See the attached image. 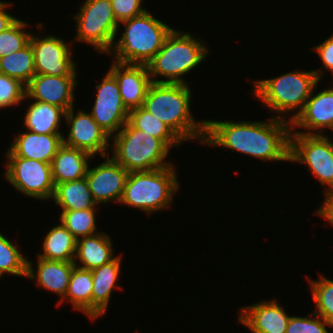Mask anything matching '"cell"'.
I'll return each mask as SVG.
<instances>
[{
    "mask_svg": "<svg viewBox=\"0 0 333 333\" xmlns=\"http://www.w3.org/2000/svg\"><path fill=\"white\" fill-rule=\"evenodd\" d=\"M28 25L29 23L18 19L7 30L0 33V58L20 51L29 44L32 34L25 31Z\"/></svg>",
    "mask_w": 333,
    "mask_h": 333,
    "instance_id": "d6a6232c",
    "label": "cell"
},
{
    "mask_svg": "<svg viewBox=\"0 0 333 333\" xmlns=\"http://www.w3.org/2000/svg\"><path fill=\"white\" fill-rule=\"evenodd\" d=\"M128 121L137 129L160 139L169 149L183 141L162 121L142 107L129 111Z\"/></svg>",
    "mask_w": 333,
    "mask_h": 333,
    "instance_id": "83f0119b",
    "label": "cell"
},
{
    "mask_svg": "<svg viewBox=\"0 0 333 333\" xmlns=\"http://www.w3.org/2000/svg\"><path fill=\"white\" fill-rule=\"evenodd\" d=\"M95 87L97 93L90 114L112 138L128 121L129 111L122 102L118 83L109 71Z\"/></svg>",
    "mask_w": 333,
    "mask_h": 333,
    "instance_id": "8fae6325",
    "label": "cell"
},
{
    "mask_svg": "<svg viewBox=\"0 0 333 333\" xmlns=\"http://www.w3.org/2000/svg\"><path fill=\"white\" fill-rule=\"evenodd\" d=\"M37 261L35 272L31 261L27 260L26 277L35 280L37 286L58 294L61 301L67 293L74 262L49 261L40 257Z\"/></svg>",
    "mask_w": 333,
    "mask_h": 333,
    "instance_id": "ffe728a7",
    "label": "cell"
},
{
    "mask_svg": "<svg viewBox=\"0 0 333 333\" xmlns=\"http://www.w3.org/2000/svg\"><path fill=\"white\" fill-rule=\"evenodd\" d=\"M27 260L21 254L18 245H15L0 232V277L6 273L26 277Z\"/></svg>",
    "mask_w": 333,
    "mask_h": 333,
    "instance_id": "4dcf8cb0",
    "label": "cell"
},
{
    "mask_svg": "<svg viewBox=\"0 0 333 333\" xmlns=\"http://www.w3.org/2000/svg\"><path fill=\"white\" fill-rule=\"evenodd\" d=\"M76 76H50L35 74L25 86V99H33L63 108L66 112L74 105Z\"/></svg>",
    "mask_w": 333,
    "mask_h": 333,
    "instance_id": "9a60e30c",
    "label": "cell"
},
{
    "mask_svg": "<svg viewBox=\"0 0 333 333\" xmlns=\"http://www.w3.org/2000/svg\"><path fill=\"white\" fill-rule=\"evenodd\" d=\"M92 272L88 269L73 267L70 282L64 300L71 302L74 310H80L92 320Z\"/></svg>",
    "mask_w": 333,
    "mask_h": 333,
    "instance_id": "4316f807",
    "label": "cell"
},
{
    "mask_svg": "<svg viewBox=\"0 0 333 333\" xmlns=\"http://www.w3.org/2000/svg\"><path fill=\"white\" fill-rule=\"evenodd\" d=\"M319 69L304 72L295 70L272 79L253 81L252 93L264 106L277 113L276 118L286 120L285 113L299 109L288 119L291 123L303 111L306 101L322 78L324 71Z\"/></svg>",
    "mask_w": 333,
    "mask_h": 333,
    "instance_id": "3957f363",
    "label": "cell"
},
{
    "mask_svg": "<svg viewBox=\"0 0 333 333\" xmlns=\"http://www.w3.org/2000/svg\"><path fill=\"white\" fill-rule=\"evenodd\" d=\"M308 280L317 308L313 312L333 325V280L323 275L316 281Z\"/></svg>",
    "mask_w": 333,
    "mask_h": 333,
    "instance_id": "1f68e13d",
    "label": "cell"
},
{
    "mask_svg": "<svg viewBox=\"0 0 333 333\" xmlns=\"http://www.w3.org/2000/svg\"><path fill=\"white\" fill-rule=\"evenodd\" d=\"M321 58L324 69L330 70L333 76V34L324 42L312 47Z\"/></svg>",
    "mask_w": 333,
    "mask_h": 333,
    "instance_id": "8d00e7d4",
    "label": "cell"
},
{
    "mask_svg": "<svg viewBox=\"0 0 333 333\" xmlns=\"http://www.w3.org/2000/svg\"><path fill=\"white\" fill-rule=\"evenodd\" d=\"M142 0H111L114 16L119 23L138 16L146 11Z\"/></svg>",
    "mask_w": 333,
    "mask_h": 333,
    "instance_id": "d590c367",
    "label": "cell"
},
{
    "mask_svg": "<svg viewBox=\"0 0 333 333\" xmlns=\"http://www.w3.org/2000/svg\"><path fill=\"white\" fill-rule=\"evenodd\" d=\"M97 209L61 211L60 222L74 236L76 240L98 233L96 231Z\"/></svg>",
    "mask_w": 333,
    "mask_h": 333,
    "instance_id": "f546056e",
    "label": "cell"
},
{
    "mask_svg": "<svg viewBox=\"0 0 333 333\" xmlns=\"http://www.w3.org/2000/svg\"><path fill=\"white\" fill-rule=\"evenodd\" d=\"M93 156L62 144L51 162L54 185L85 178Z\"/></svg>",
    "mask_w": 333,
    "mask_h": 333,
    "instance_id": "7402d4cb",
    "label": "cell"
},
{
    "mask_svg": "<svg viewBox=\"0 0 333 333\" xmlns=\"http://www.w3.org/2000/svg\"><path fill=\"white\" fill-rule=\"evenodd\" d=\"M174 167L130 172L119 203L148 214L169 208L180 187Z\"/></svg>",
    "mask_w": 333,
    "mask_h": 333,
    "instance_id": "8992f818",
    "label": "cell"
},
{
    "mask_svg": "<svg viewBox=\"0 0 333 333\" xmlns=\"http://www.w3.org/2000/svg\"><path fill=\"white\" fill-rule=\"evenodd\" d=\"M74 107L65 114V121L68 123L69 133L63 136V144L83 150L93 157L100 153L103 158L106 150L110 148V136L95 122L90 112L78 111L74 113Z\"/></svg>",
    "mask_w": 333,
    "mask_h": 333,
    "instance_id": "4fadbf2b",
    "label": "cell"
},
{
    "mask_svg": "<svg viewBox=\"0 0 333 333\" xmlns=\"http://www.w3.org/2000/svg\"><path fill=\"white\" fill-rule=\"evenodd\" d=\"M77 240L60 222L54 226L43 241V254L38 257L49 261L74 262Z\"/></svg>",
    "mask_w": 333,
    "mask_h": 333,
    "instance_id": "484cf974",
    "label": "cell"
},
{
    "mask_svg": "<svg viewBox=\"0 0 333 333\" xmlns=\"http://www.w3.org/2000/svg\"><path fill=\"white\" fill-rule=\"evenodd\" d=\"M193 35L171 30L160 50L146 64L152 82L188 84L183 75L205 61L209 51L203 40ZM158 76L166 79H156Z\"/></svg>",
    "mask_w": 333,
    "mask_h": 333,
    "instance_id": "277c9868",
    "label": "cell"
},
{
    "mask_svg": "<svg viewBox=\"0 0 333 333\" xmlns=\"http://www.w3.org/2000/svg\"><path fill=\"white\" fill-rule=\"evenodd\" d=\"M189 84L155 83L149 86L142 108L165 123L183 142L204 143L206 119L196 122L191 114Z\"/></svg>",
    "mask_w": 333,
    "mask_h": 333,
    "instance_id": "7a4b0ae2",
    "label": "cell"
},
{
    "mask_svg": "<svg viewBox=\"0 0 333 333\" xmlns=\"http://www.w3.org/2000/svg\"><path fill=\"white\" fill-rule=\"evenodd\" d=\"M290 162L306 165L324 187V196L333 193V142L324 134L291 133Z\"/></svg>",
    "mask_w": 333,
    "mask_h": 333,
    "instance_id": "9c48e42d",
    "label": "cell"
},
{
    "mask_svg": "<svg viewBox=\"0 0 333 333\" xmlns=\"http://www.w3.org/2000/svg\"><path fill=\"white\" fill-rule=\"evenodd\" d=\"M10 5L11 3L0 1V33L7 30L19 19L6 12L5 9H8Z\"/></svg>",
    "mask_w": 333,
    "mask_h": 333,
    "instance_id": "74e56055",
    "label": "cell"
},
{
    "mask_svg": "<svg viewBox=\"0 0 333 333\" xmlns=\"http://www.w3.org/2000/svg\"><path fill=\"white\" fill-rule=\"evenodd\" d=\"M111 241L110 236L101 231L78 239L74 258L75 266L93 270L112 261L116 256H113L114 249Z\"/></svg>",
    "mask_w": 333,
    "mask_h": 333,
    "instance_id": "603a6c76",
    "label": "cell"
},
{
    "mask_svg": "<svg viewBox=\"0 0 333 333\" xmlns=\"http://www.w3.org/2000/svg\"><path fill=\"white\" fill-rule=\"evenodd\" d=\"M326 325L333 328L332 324L315 312L306 317L291 316L286 333H330Z\"/></svg>",
    "mask_w": 333,
    "mask_h": 333,
    "instance_id": "e575fe53",
    "label": "cell"
},
{
    "mask_svg": "<svg viewBox=\"0 0 333 333\" xmlns=\"http://www.w3.org/2000/svg\"><path fill=\"white\" fill-rule=\"evenodd\" d=\"M5 155L4 177L14 189L38 200L52 199L55 185L50 163L17 157L9 148Z\"/></svg>",
    "mask_w": 333,
    "mask_h": 333,
    "instance_id": "30bf717a",
    "label": "cell"
},
{
    "mask_svg": "<svg viewBox=\"0 0 333 333\" xmlns=\"http://www.w3.org/2000/svg\"><path fill=\"white\" fill-rule=\"evenodd\" d=\"M288 120L272 117L268 121H214L206 120L204 143L221 146L262 161H290Z\"/></svg>",
    "mask_w": 333,
    "mask_h": 333,
    "instance_id": "6da1fadb",
    "label": "cell"
},
{
    "mask_svg": "<svg viewBox=\"0 0 333 333\" xmlns=\"http://www.w3.org/2000/svg\"><path fill=\"white\" fill-rule=\"evenodd\" d=\"M36 74L50 76H77L76 63L69 44L55 35L37 37L31 35Z\"/></svg>",
    "mask_w": 333,
    "mask_h": 333,
    "instance_id": "7c38bea8",
    "label": "cell"
},
{
    "mask_svg": "<svg viewBox=\"0 0 333 333\" xmlns=\"http://www.w3.org/2000/svg\"><path fill=\"white\" fill-rule=\"evenodd\" d=\"M238 315L239 322L252 333H286L291 317L274 298L244 306Z\"/></svg>",
    "mask_w": 333,
    "mask_h": 333,
    "instance_id": "e0dca14e",
    "label": "cell"
},
{
    "mask_svg": "<svg viewBox=\"0 0 333 333\" xmlns=\"http://www.w3.org/2000/svg\"><path fill=\"white\" fill-rule=\"evenodd\" d=\"M25 85L19 80L0 73V109L19 106L25 100Z\"/></svg>",
    "mask_w": 333,
    "mask_h": 333,
    "instance_id": "836d02e7",
    "label": "cell"
},
{
    "mask_svg": "<svg viewBox=\"0 0 333 333\" xmlns=\"http://www.w3.org/2000/svg\"><path fill=\"white\" fill-rule=\"evenodd\" d=\"M112 159L130 172L151 171L172 166L169 148L158 138L135 128L129 121L113 135Z\"/></svg>",
    "mask_w": 333,
    "mask_h": 333,
    "instance_id": "52a82bcc",
    "label": "cell"
},
{
    "mask_svg": "<svg viewBox=\"0 0 333 333\" xmlns=\"http://www.w3.org/2000/svg\"><path fill=\"white\" fill-rule=\"evenodd\" d=\"M0 73L15 78L26 86L36 74L31 44L29 43L20 51L0 58Z\"/></svg>",
    "mask_w": 333,
    "mask_h": 333,
    "instance_id": "f1b7e54d",
    "label": "cell"
},
{
    "mask_svg": "<svg viewBox=\"0 0 333 333\" xmlns=\"http://www.w3.org/2000/svg\"><path fill=\"white\" fill-rule=\"evenodd\" d=\"M78 9L74 40L90 44L97 52L109 53L119 31L111 0H85Z\"/></svg>",
    "mask_w": 333,
    "mask_h": 333,
    "instance_id": "ba28073f",
    "label": "cell"
},
{
    "mask_svg": "<svg viewBox=\"0 0 333 333\" xmlns=\"http://www.w3.org/2000/svg\"><path fill=\"white\" fill-rule=\"evenodd\" d=\"M66 111L55 105L34 101L27 108L24 117L26 130L37 134H62L59 131L61 118H65Z\"/></svg>",
    "mask_w": 333,
    "mask_h": 333,
    "instance_id": "d4e9b609",
    "label": "cell"
},
{
    "mask_svg": "<svg viewBox=\"0 0 333 333\" xmlns=\"http://www.w3.org/2000/svg\"><path fill=\"white\" fill-rule=\"evenodd\" d=\"M121 269V256H116L112 261L91 270L92 272V320L103 316L108 308L112 291L117 286Z\"/></svg>",
    "mask_w": 333,
    "mask_h": 333,
    "instance_id": "44dd1931",
    "label": "cell"
},
{
    "mask_svg": "<svg viewBox=\"0 0 333 333\" xmlns=\"http://www.w3.org/2000/svg\"><path fill=\"white\" fill-rule=\"evenodd\" d=\"M121 23L125 26L124 32L108 54L114 55V61L126 64L146 65L173 29L147 10Z\"/></svg>",
    "mask_w": 333,
    "mask_h": 333,
    "instance_id": "5b68a950",
    "label": "cell"
},
{
    "mask_svg": "<svg viewBox=\"0 0 333 333\" xmlns=\"http://www.w3.org/2000/svg\"><path fill=\"white\" fill-rule=\"evenodd\" d=\"M116 79L121 99L128 111L142 107L152 80L144 64L113 61L108 70Z\"/></svg>",
    "mask_w": 333,
    "mask_h": 333,
    "instance_id": "2e32d148",
    "label": "cell"
},
{
    "mask_svg": "<svg viewBox=\"0 0 333 333\" xmlns=\"http://www.w3.org/2000/svg\"><path fill=\"white\" fill-rule=\"evenodd\" d=\"M129 172L111 157L93 168H88L86 179L94 201L119 203Z\"/></svg>",
    "mask_w": 333,
    "mask_h": 333,
    "instance_id": "5bb4252c",
    "label": "cell"
},
{
    "mask_svg": "<svg viewBox=\"0 0 333 333\" xmlns=\"http://www.w3.org/2000/svg\"><path fill=\"white\" fill-rule=\"evenodd\" d=\"M51 200L62 211L97 209L98 205L92 197L86 177L56 184Z\"/></svg>",
    "mask_w": 333,
    "mask_h": 333,
    "instance_id": "cb8c5ba5",
    "label": "cell"
},
{
    "mask_svg": "<svg viewBox=\"0 0 333 333\" xmlns=\"http://www.w3.org/2000/svg\"><path fill=\"white\" fill-rule=\"evenodd\" d=\"M63 134H37L30 131L19 133L9 149L22 158L50 163L63 144Z\"/></svg>",
    "mask_w": 333,
    "mask_h": 333,
    "instance_id": "d6986e66",
    "label": "cell"
},
{
    "mask_svg": "<svg viewBox=\"0 0 333 333\" xmlns=\"http://www.w3.org/2000/svg\"><path fill=\"white\" fill-rule=\"evenodd\" d=\"M324 199L322 207L318 208L315 213L333 225V193L327 195Z\"/></svg>",
    "mask_w": 333,
    "mask_h": 333,
    "instance_id": "f35d334b",
    "label": "cell"
},
{
    "mask_svg": "<svg viewBox=\"0 0 333 333\" xmlns=\"http://www.w3.org/2000/svg\"><path fill=\"white\" fill-rule=\"evenodd\" d=\"M313 93L312 91L303 111L291 122V133L322 135L324 128L333 131V87L323 89L316 95ZM296 127L304 128L307 132L297 131ZM315 130L320 132L315 133Z\"/></svg>",
    "mask_w": 333,
    "mask_h": 333,
    "instance_id": "ac0fdd59",
    "label": "cell"
}]
</instances>
